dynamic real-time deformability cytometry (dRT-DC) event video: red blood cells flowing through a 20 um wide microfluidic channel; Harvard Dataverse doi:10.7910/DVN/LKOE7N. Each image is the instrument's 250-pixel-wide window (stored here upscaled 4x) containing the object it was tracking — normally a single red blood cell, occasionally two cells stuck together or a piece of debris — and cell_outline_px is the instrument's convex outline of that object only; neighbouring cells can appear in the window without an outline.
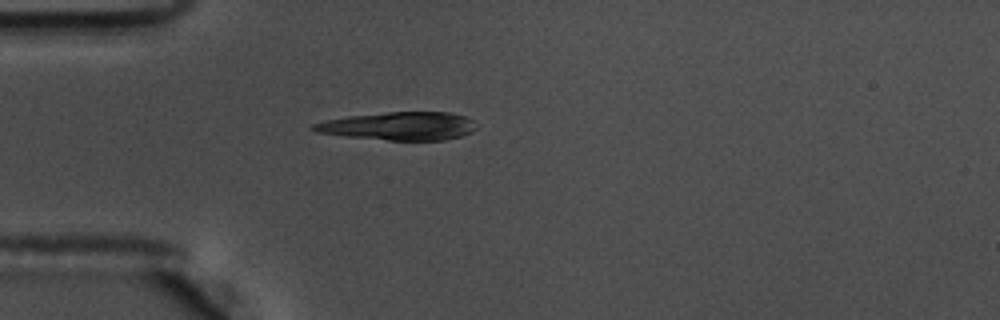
{"species": "common noctule bat (a hibernating species)", "species_latin": "Nyctalus noctula", "temperature_condition": "warm", "stored_images_in_passage": 41, "camera_frame_rate_fps": 3000, "um_per_image_px": 0.085, "animal": {"sex": "male", "body_mass_g": 17.5, "forearm_length_mm": 52.3}, "frame": {"image": 1, "passage_image": 1, "time_ms": 0.0, "image_size_px": [1000, 320], "cell_outline_px": [[476, 128], [472, 132], [460, 136], [444, 140], [388, 140], [344, 136], [316, 132], [308, 128], [312, 124], [328, 120], [348, 116], [388, 112], [448, 112], [464, 116], [472, 120]], "centroid_in_image_um": [33.89, 10.72], "position_along_channel_um": 51.1, "area_um2": 26.59}}